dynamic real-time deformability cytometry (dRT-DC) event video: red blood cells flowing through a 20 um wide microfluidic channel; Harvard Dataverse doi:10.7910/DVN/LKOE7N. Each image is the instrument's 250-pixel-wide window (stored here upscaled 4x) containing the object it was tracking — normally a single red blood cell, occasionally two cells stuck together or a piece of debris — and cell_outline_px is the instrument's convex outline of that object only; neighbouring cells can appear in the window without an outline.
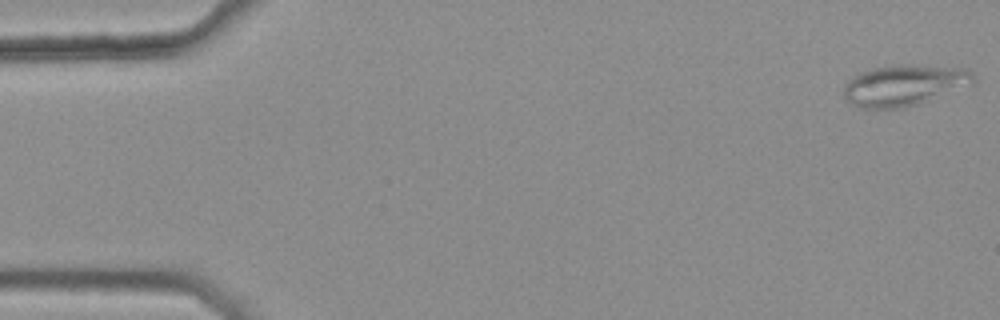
{"species": "common noctule bat (a hibernating species)", "species_latin": "Nyctalus noctula", "temperature_condition": "warm", "stored_images_in_passage": 16, "camera_frame_rate_fps": 3000, "um_per_image_px": 0.085, "animal": {"sex": "female", "body_mass_g": 25.1}, "frame": {"image": 1, "passage_image": 1, "time_ms": 0.0, "image_size_px": [1000, 320], "cell_outline_px": [[976, 80], [972, 84], [920, 104], [904, 108], [860, 108], [852, 104], [844, 96], [844, 88], [848, 80], [852, 76], [860, 72], [876, 68], [896, 64], [904, 64], [968, 68], [972, 72]], "centroid_in_image_um": [76.88, 7.24], "position_along_channel_um": 8.1, "area_um2": 31.15}}